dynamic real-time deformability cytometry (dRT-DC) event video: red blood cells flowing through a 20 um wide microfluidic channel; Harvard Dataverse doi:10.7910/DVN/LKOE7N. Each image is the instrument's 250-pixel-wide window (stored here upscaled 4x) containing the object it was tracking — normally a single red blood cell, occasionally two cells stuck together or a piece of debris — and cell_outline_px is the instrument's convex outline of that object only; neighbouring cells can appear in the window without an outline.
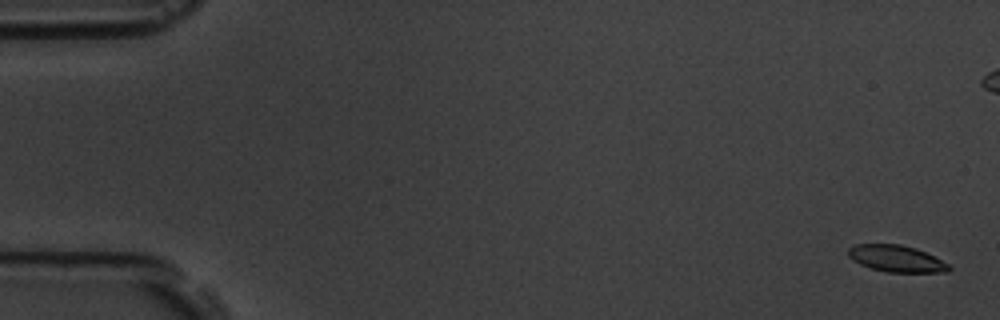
{"species": "common noctule bat (a hibernating species)", "species_latin": "Nyctalus noctula", "temperature_condition": "room temperature", "stored_images_in_passage": 4, "camera_frame_rate_fps": 3000, "um_per_image_px": 0.085, "animal": {"sex": "male", "body_mass_g": 19.5, "forearm_length_mm": 54.6}, "frame": {"image": 1, "passage_image": 1, "time_ms": 0.0, "image_size_px": [1000, 320], "cell_outline_px": [[952, 268], [948, 272], [888, 272], [872, 268], [860, 264], [852, 260], [848, 256], [848, 248], [856, 244], [900, 244], [916, 248], [948, 264]], "centroid_in_image_um": [76.17, 21.98], "position_along_channel_um": 8.8, "area_um2": 15.49}}